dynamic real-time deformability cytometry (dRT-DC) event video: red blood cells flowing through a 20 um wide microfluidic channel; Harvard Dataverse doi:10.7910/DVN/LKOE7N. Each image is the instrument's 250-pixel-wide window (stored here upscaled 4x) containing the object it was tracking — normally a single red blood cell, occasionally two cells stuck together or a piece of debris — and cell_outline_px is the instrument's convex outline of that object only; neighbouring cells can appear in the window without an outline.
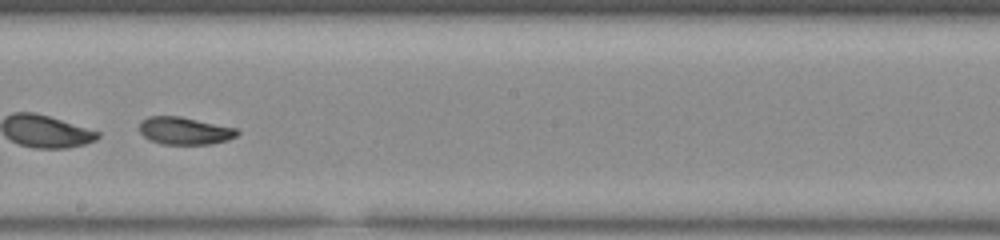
{"species": "common noctule bat (a hibernating species)", "species_latin": "Nyctalus noctula", "temperature_condition": "room temperature", "stored_images_in_passage": 47, "segment_of_instrument_passage": [2, 2], "camera_frame_rate_fps": 3000, "um_per_image_px": 0.085, "animal": {"sex": "male", "body_mass_g": 20.0, "forearm_length_mm": 53.3}, "frame": {"image": 1, "passage_image": 26, "time_ms": 8.333, "image_size_px": [1000, 240], "cell_outline_px": [[240, 132], [236, 136], [228, 140], [208, 144], [164, 144], [148, 140], [140, 132], [140, 120], [148, 116], [180, 116], [236, 128]], "centroid_in_image_um": [15.67, 11.11], "position_along_channel_um": 232.5, "area_um2": 15.66}}